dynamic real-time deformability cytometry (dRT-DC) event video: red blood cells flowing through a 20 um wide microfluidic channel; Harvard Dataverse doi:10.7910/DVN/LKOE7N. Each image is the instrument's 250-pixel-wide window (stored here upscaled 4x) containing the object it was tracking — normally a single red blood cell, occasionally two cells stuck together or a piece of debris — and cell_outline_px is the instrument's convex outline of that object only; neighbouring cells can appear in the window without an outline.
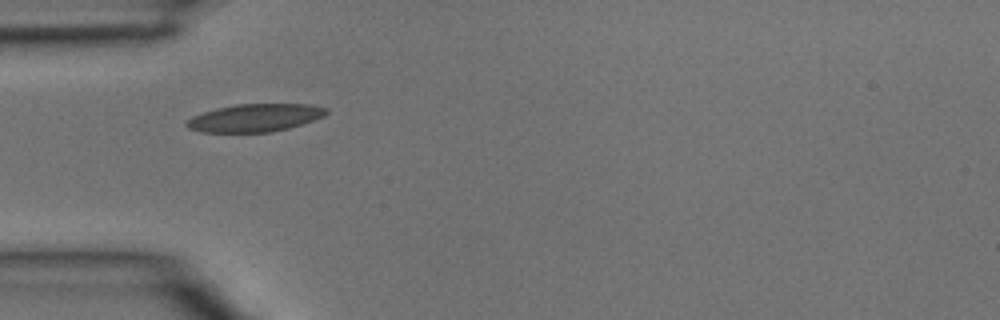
{"species": "common noctule bat (a hibernating species)", "species_latin": "Nyctalus noctula", "temperature_condition": "room temperature", "stored_images_in_passage": 2, "camera_frame_rate_fps": 3000, "um_per_image_px": 0.085, "animal": {"sex": "male", "body_mass_g": 15.6}, "frame": {"image": 1, "passage_image": 1, "time_ms": 0.0, "image_size_px": [1000, 320], "cell_outline_px": [[328, 112], [324, 116], [288, 128], [272, 132], [200, 132], [188, 128], [184, 124], [192, 116], [216, 108], [236, 104], [312, 104], [328, 108]], "centroid_in_image_um": [21.66, 10.01], "position_along_channel_um": 63.3, "area_um2": 22.6}}
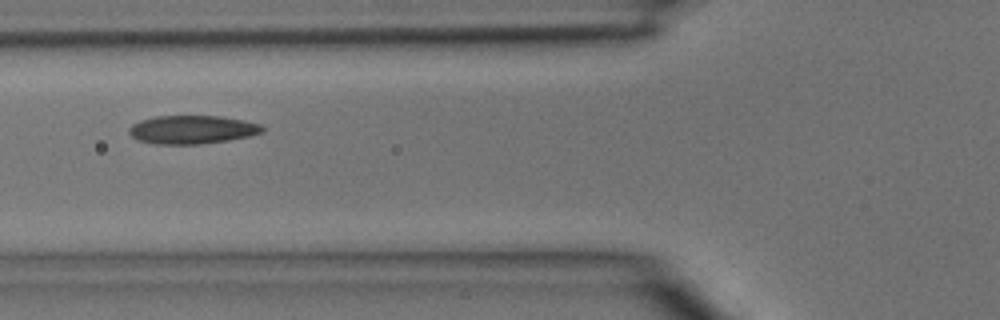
{"frame": {"image": 2, "passage_image": 2, "time_ms": 0.333, "image_size_px": [1000, 320], "cell_outline_px": [[264, 132], [248, 136], [228, 140], [200, 144], [156, 144], [140, 140], [132, 136], [128, 132], [128, 128], [132, 124], [140, 120], [156, 116], [220, 116], [244, 120], [260, 124], [264, 128]], "centroid_in_image_um": [16.33, 11.01], "position_along_channel_um": 109.5, "area_um2": 22.02}}